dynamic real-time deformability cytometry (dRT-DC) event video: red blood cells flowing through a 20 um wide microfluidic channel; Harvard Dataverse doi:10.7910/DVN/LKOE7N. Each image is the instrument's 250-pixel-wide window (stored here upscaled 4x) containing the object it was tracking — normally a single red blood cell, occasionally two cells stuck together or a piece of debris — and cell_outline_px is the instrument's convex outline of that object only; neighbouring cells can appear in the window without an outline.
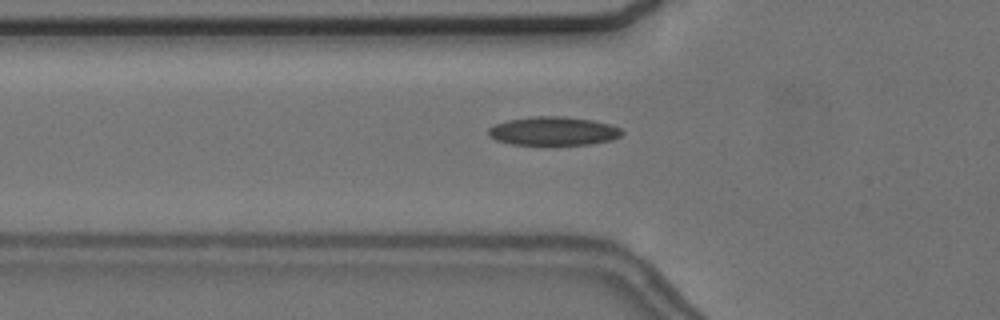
{"species": "common noctule bat (a hibernating species)", "species_latin": "Nyctalus noctula", "temperature_condition": "cold", "stored_images_in_passage": 38, "camera_frame_rate_fps": 3000, "um_per_image_px": 0.085, "animal": {"sex": "female", "body_mass_g": 24.6, "forearm_length_mm": 56.2}, "frame": {"image": 1, "passage_image": 3, "time_ms": 0.667, "image_size_px": [1000, 320], "cell_outline_px": [[624, 132], [620, 136], [612, 140], [592, 144], [512, 144], [496, 140], [488, 136], [488, 128], [496, 124], [508, 120], [532, 116], [564, 116], [592, 120], [608, 124], [620, 128]], "centroid_in_image_um": [47.03, 11.13], "position_along_channel_um": 78.8, "area_um2": 22.2}}
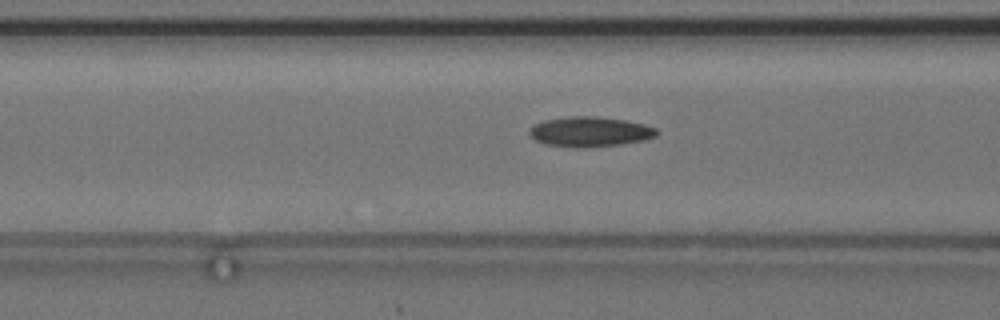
{"frame": {"image": 2, "passage_image": 6, "time_ms": 1.667, "image_size_px": [1000, 320], "cell_outline_px": [[660, 132], [656, 136], [644, 140], [620, 144], [588, 148], [576, 148], [544, 144], [536, 140], [528, 132], [536, 124], [544, 120], [568, 116], [596, 116], [624, 120], [644, 124], [656, 128]], "centroid_in_image_um": [50.17, 11.2], "position_along_channel_um": 116.4, "area_um2": 22.31}}
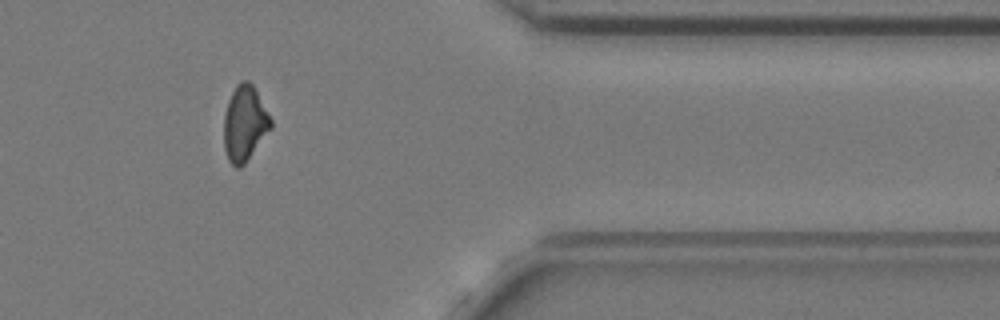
{"frame": {"image": 3, "passage_image": 30, "time_ms": 9.667, "image_size_px": [1000, 320], "cell_outline_px": [[272, 128], [244, 164], [240, 168], [236, 168], [228, 160], [224, 148], [224, 112], [228, 100], [236, 84], [240, 80], [248, 80], [252, 84], [272, 120]], "centroid_in_image_um": [20.78, 10.49], "position_along_channel_um": 390.6, "area_um2": 20.63}, "authors_computed_cell_mechanics": {"area_um2": 21.0392, "velocity_mm_per_s": 3.677, "shape_relaxation_time_tau1_ms": 8.5875, "shape_relaxation_time_tau2_ms": 4.3746, "deformation_change_tau1": 0.171, "deformation_change_tau2": 0.0985}}